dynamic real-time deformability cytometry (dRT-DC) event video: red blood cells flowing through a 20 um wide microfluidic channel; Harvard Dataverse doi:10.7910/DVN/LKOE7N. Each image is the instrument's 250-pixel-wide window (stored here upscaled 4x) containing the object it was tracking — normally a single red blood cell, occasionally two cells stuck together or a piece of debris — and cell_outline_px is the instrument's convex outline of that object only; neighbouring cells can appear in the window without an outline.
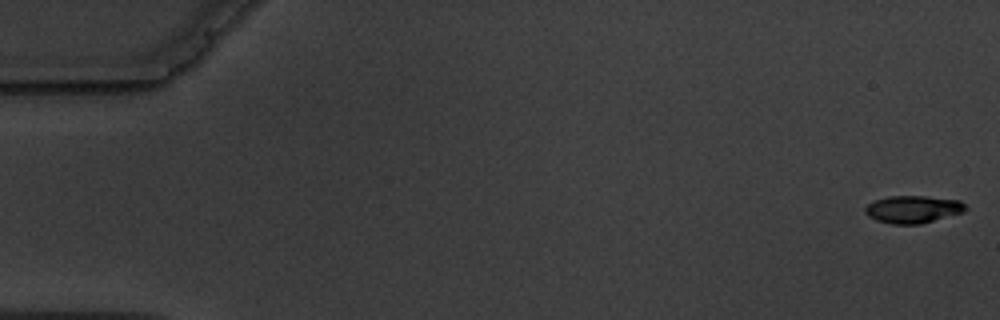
{"species": "common noctule bat (a hibernating species)", "species_latin": "Nyctalus noctula", "temperature_condition": "warm", "stored_images_in_passage": 5, "camera_frame_rate_fps": 3000, "um_per_image_px": 0.085, "animal": {"sex": "male", "body_mass_g": 19.5, "forearm_length_mm": 54.6}, "frame": {"image": 1, "passage_image": 1, "time_ms": 0.0, "image_size_px": [1000, 320], "cell_outline_px": [[968, 208], [964, 212], [920, 224], [892, 224], [876, 220], [868, 216], [864, 212], [864, 208], [868, 204], [876, 200], [888, 196], [924, 196], [960, 200]], "centroid_in_image_um": [77.6, 17.79], "position_along_channel_um": 7.4, "area_um2": 16.07}}
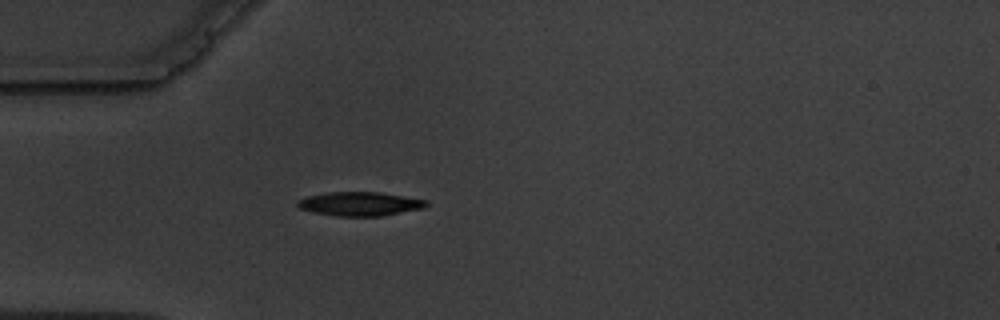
{"frame": {"image": 2, "passage_image": 5, "time_ms": 5.333, "image_size_px": [1000, 320], "cell_outline_px": [[428, 204], [424, 208], [380, 216], [336, 216], [312, 212], [300, 208], [296, 204], [296, 200], [308, 196], [328, 192], [380, 192], [428, 200]], "centroid_in_image_um": [30.58, 17.32], "position_along_channel_um": 54.4, "area_um2": 17.98}}